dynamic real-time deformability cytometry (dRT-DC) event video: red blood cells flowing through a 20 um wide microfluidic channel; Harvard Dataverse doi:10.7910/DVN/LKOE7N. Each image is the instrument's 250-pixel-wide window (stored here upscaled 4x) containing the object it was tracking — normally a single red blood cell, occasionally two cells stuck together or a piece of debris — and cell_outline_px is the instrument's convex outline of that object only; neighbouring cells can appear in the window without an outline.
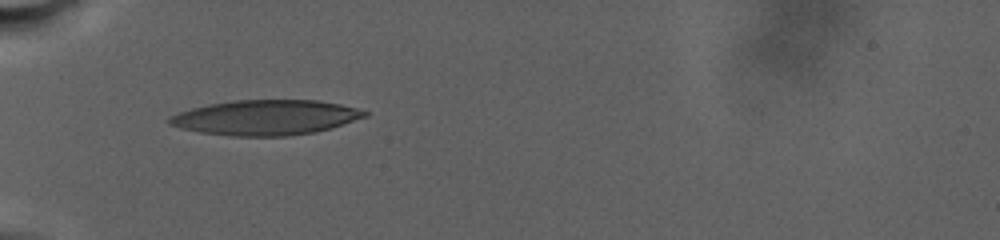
{"species": "human", "species_latin": "Homo sapiens", "temperature_condition": "warm", "stored_images_in_passage": 55, "camera_frame_rate_fps": 3000, "um_per_image_px": 0.085, "donor": {"sex": "male"}, "frame": {"image": 1, "passage_image": 1, "time_ms": 0.0, "image_size_px": [1000, 240], "cell_outline_px": [[368, 116], [332, 128], [316, 132], [288, 136], [232, 136], [200, 132], [180, 128], [168, 124], [168, 116], [192, 108], [208, 104], [236, 100], [316, 100], [340, 104], [356, 108], [368, 112]], "centroid_in_image_um": [22.58, 9.99], "position_along_channel_um": 62.4, "area_um2": 40.0}}
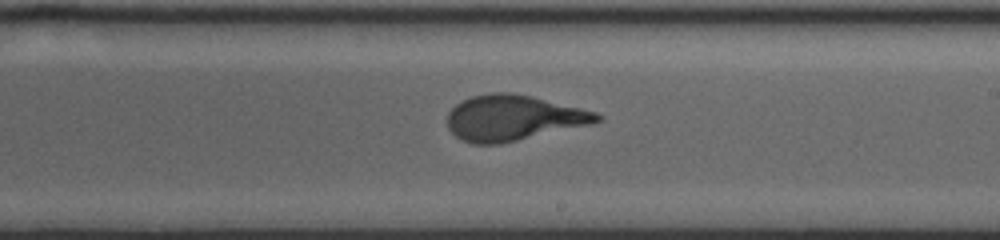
{"frame": {"image": 2, "passage_image": 22, "time_ms": 8.0, "image_size_px": [1000, 240], "cell_outline_px": [[604, 116], [600, 120], [592, 124], [500, 144], [472, 144], [460, 140], [448, 128], [448, 112], [460, 100], [472, 96], [492, 92], [512, 92], [532, 96], [596, 112]], "centroid_in_image_um": [43.6, 10.02], "position_along_channel_um": 245.4, "area_um2": 39.77}}
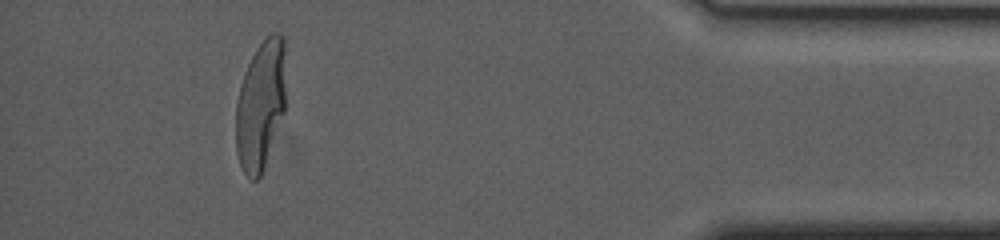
{"frame": {"image": 3, "passage_image": 47, "time_ms": 16.667, "image_size_px": [1000, 240], "cell_outline_px": [[284, 112], [260, 176], [256, 180], [252, 180], [244, 172], [240, 164], [236, 152], [236, 104], [240, 84], [244, 72], [256, 48], [272, 32], [280, 32], [284, 36]], "centroid_in_image_um": [22.13, 8.9], "position_along_channel_um": 413.1, "area_um2": 37.28}, "authors_computed_cell_mechanics": {"area_um2": 39.304, "velocity_mm_per_s": 2.4347, "shape_relaxation_time_tau1_ms": 8.7045, "shape_relaxation_time_tau2_ms": null, "deformation_change_tau1": 0.2909, "deformation_change_tau2": null}}